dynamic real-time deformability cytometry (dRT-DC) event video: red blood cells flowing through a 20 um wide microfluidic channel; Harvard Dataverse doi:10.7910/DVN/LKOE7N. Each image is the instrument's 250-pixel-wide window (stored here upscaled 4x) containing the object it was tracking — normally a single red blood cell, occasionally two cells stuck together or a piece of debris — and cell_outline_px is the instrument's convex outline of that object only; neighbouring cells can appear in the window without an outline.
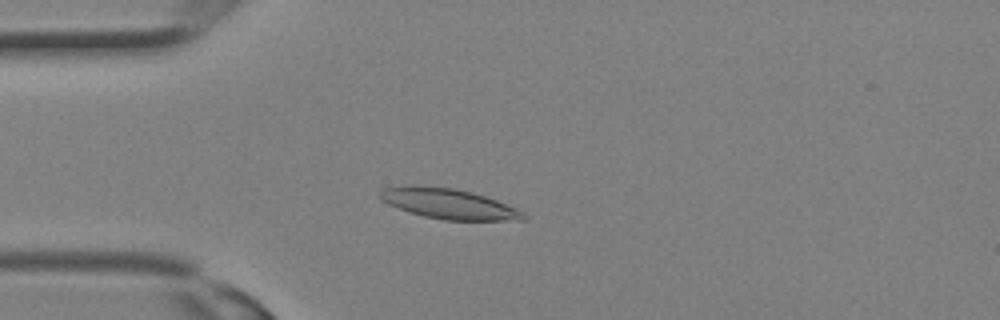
{"species": "Egyptian fruit bat (a non-hibernating species)", "species_latin": "Rousettus aegyptiacus", "temperature_condition": "room temperature", "stored_images_in_passage": 5, "camera_frame_rate_fps": 3000, "um_per_image_px": 0.085, "animal": {"sex": "female"}, "frame": {"image": 1, "passage_image": 2, "time_ms": 0.333, "image_size_px": [1000, 320], "cell_outline_px": [[528, 220], [444, 220], [424, 216], [388, 204], [380, 200], [376, 196], [376, 192], [384, 188], [404, 184], [416, 184], [456, 188], [472, 192], [496, 200], [516, 208], [524, 212], [528, 216]], "centroid_in_image_um": [38.08, 17.29], "position_along_channel_um": 46.9, "area_um2": 25.72}}
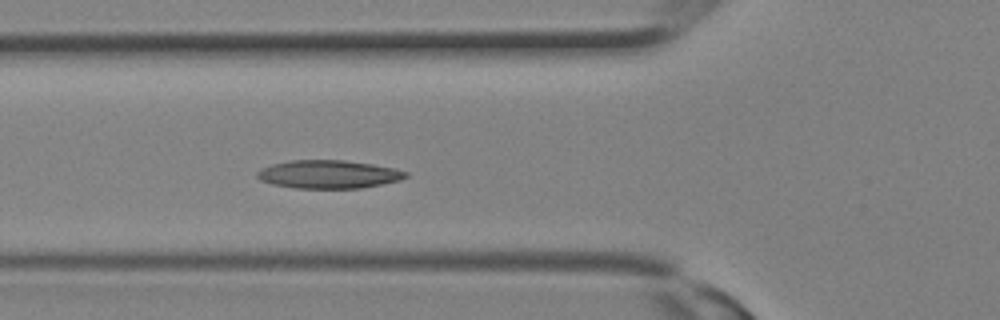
{"frame": {"image": 2, "passage_image": 5, "time_ms": 1.333, "image_size_px": [1000, 320], "cell_outline_px": [[408, 176], [400, 180], [360, 188], [296, 188], [272, 184], [260, 180], [256, 176], [256, 172], [260, 168], [272, 164], [288, 160], [344, 160], [372, 164], [392, 168], [408, 172]], "centroid_in_image_um": [27.88, 14.81], "position_along_channel_um": 97.9, "area_um2": 24.39}}